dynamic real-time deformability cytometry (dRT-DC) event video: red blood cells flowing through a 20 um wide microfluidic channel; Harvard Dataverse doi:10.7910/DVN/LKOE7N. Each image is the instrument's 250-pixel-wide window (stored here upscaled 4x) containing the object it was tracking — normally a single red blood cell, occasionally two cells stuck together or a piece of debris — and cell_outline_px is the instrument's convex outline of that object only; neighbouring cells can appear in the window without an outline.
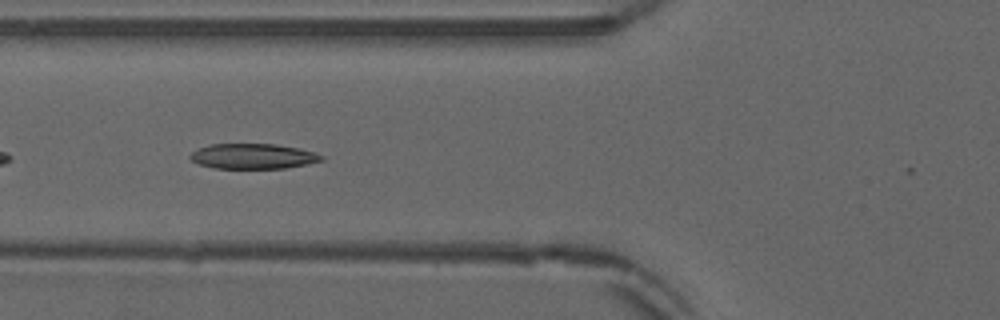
{"species": "common noctule bat (a hibernating species)", "species_latin": "Nyctalus noctula", "temperature_condition": "warm", "stored_images_in_passage": 7, "camera_frame_rate_fps": 3000, "um_per_image_px": 0.085, "animal": {"sex": "male", "forearm_length_mm": 52.5}, "frame": {"image": 1, "passage_image": 5, "time_ms": 1.333, "image_size_px": [1000, 320], "cell_outline_px": [[324, 160], [284, 168], [212, 168], [200, 164], [192, 160], [188, 156], [192, 152], [208, 144], [276, 144], [296, 148], [312, 152], [324, 156]], "centroid_in_image_um": [21.47, 13.28], "position_along_channel_um": 104.3, "area_um2": 19.02}}